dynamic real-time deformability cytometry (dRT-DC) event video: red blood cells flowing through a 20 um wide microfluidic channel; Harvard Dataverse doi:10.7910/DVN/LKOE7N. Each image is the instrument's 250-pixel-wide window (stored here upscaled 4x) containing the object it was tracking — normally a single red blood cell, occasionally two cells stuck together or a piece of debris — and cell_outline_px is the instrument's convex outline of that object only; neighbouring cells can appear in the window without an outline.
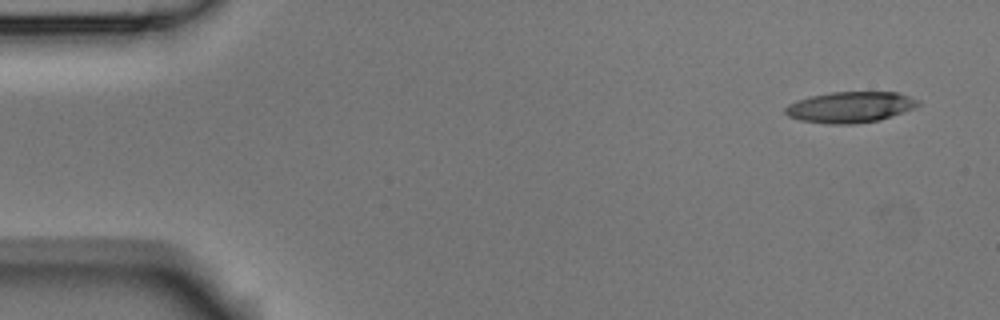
{"species": "Egyptian fruit bat (a non-hibernating species)", "species_latin": "Rousettus aegyptiacus", "temperature_condition": "room temperature", "stored_images_in_passage": 6, "segment_of_instrument_passage": [2, 2], "camera_frame_rate_fps": 3000, "um_per_image_px": 0.085, "animal": {"sex": "male"}, "frame": {"image": 1, "passage_image": 6, "time_ms": 1.667, "image_size_px": [1000, 320], "cell_outline_px": [[920, 104], [904, 112], [880, 120], [852, 124], [828, 124], [800, 120], [788, 116], [784, 112], [784, 108], [788, 104], [796, 100], [812, 96], [832, 92], [896, 92], [920, 100]], "centroid_in_image_um": [72.25, 9.11], "position_along_channel_um": 12.7, "area_um2": 23.93}}